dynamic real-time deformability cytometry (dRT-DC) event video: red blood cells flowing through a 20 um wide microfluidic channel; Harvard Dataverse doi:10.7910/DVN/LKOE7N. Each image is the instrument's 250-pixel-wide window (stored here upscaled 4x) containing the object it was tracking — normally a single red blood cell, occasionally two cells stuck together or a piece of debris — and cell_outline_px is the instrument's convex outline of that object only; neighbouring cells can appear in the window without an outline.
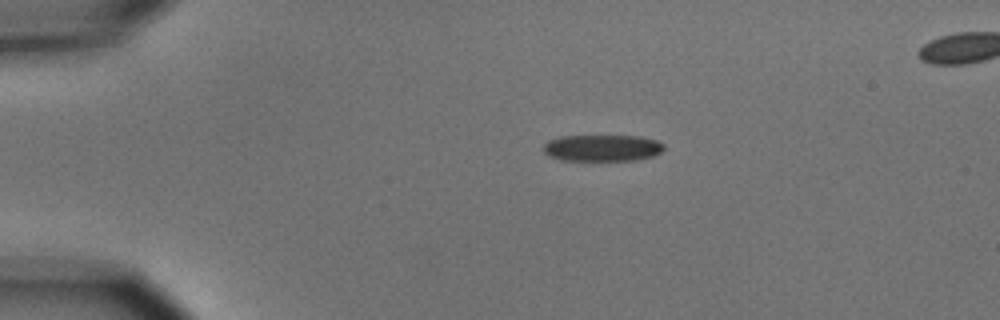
{"species": "common noctule bat (a hibernating species)", "species_latin": "Nyctalus noctula", "temperature_condition": "cold", "stored_images_in_passage": 3, "camera_frame_rate_fps": 3000, "um_per_image_px": 0.085, "animal": {"sex": "male", "body_mass_g": 15.6}, "frame": {"image": 1, "passage_image": 1, "time_ms": 0.0, "image_size_px": [1000, 320], "cell_outline_px": [[664, 148], [660, 152], [652, 156], [636, 160], [560, 160], [548, 156], [540, 148], [548, 140], [560, 136], [640, 136], [656, 140], [664, 144]], "centroid_in_image_um": [51.14, 12.57], "position_along_channel_um": 33.9, "area_um2": 18.79}}